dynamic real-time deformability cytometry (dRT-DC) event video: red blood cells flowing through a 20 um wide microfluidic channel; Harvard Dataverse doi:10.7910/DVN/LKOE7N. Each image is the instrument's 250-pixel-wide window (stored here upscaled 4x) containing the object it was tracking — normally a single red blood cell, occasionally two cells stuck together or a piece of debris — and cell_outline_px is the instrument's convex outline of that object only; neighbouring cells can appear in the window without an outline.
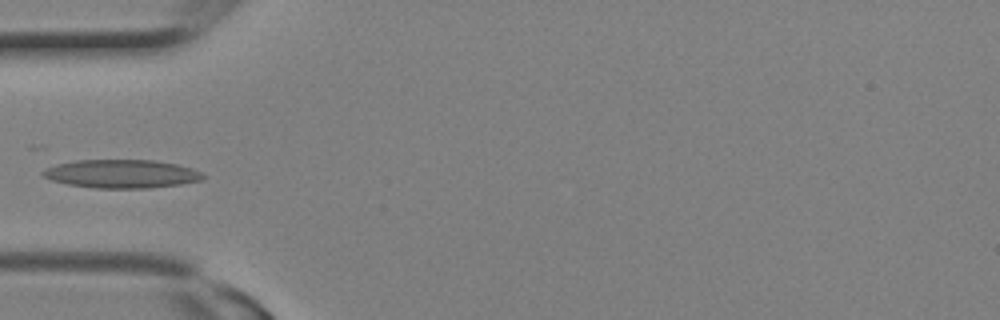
{"species": "Egyptian fruit bat (a non-hibernating species)", "species_latin": "Rousettus aegyptiacus", "temperature_condition": "room temperature", "stored_images_in_passage": 9, "camera_frame_rate_fps": 3000, "um_per_image_px": 0.085, "animal": {"sex": "female"}, "frame": {"image": 1, "passage_image": 8, "time_ms": 2.333, "image_size_px": [1000, 320], "cell_outline_px": [[204, 180], [180, 184], [152, 188], [96, 188], [68, 184], [52, 180], [44, 176], [40, 172], [44, 168], [56, 164], [72, 160], [152, 160], [176, 164], [192, 168], [200, 172], [204, 176]], "centroid_in_image_um": [10.32, 14.77], "position_along_channel_um": 74.7, "area_um2": 26.59}}